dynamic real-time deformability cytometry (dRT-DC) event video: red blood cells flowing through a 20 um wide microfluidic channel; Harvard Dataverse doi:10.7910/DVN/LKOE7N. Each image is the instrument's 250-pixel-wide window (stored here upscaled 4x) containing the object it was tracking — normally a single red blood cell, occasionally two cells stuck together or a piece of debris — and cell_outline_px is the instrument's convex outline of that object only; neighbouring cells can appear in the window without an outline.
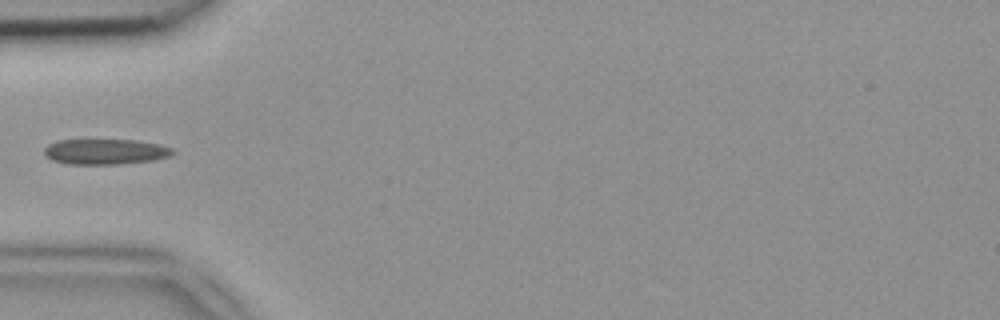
{"species": "common noctule bat (a hibernating species)", "species_latin": "Nyctalus noctula", "temperature_condition": "room temperature", "stored_images_in_passage": 34, "camera_frame_rate_fps": 3000, "um_per_image_px": 0.085, "animal": {"sex": "female", "body_mass_g": 18.4}, "frame": {"image": 1, "passage_image": 1, "time_ms": 0.0, "image_size_px": [1000, 320], "cell_outline_px": [[176, 152], [168, 156], [152, 160], [120, 164], [68, 164], [52, 160], [44, 152], [44, 148], [48, 144], [56, 140], [136, 140], [160, 144], [172, 148]], "centroid_in_image_um": [8.95, 12.88], "position_along_channel_um": 76.0, "area_um2": 19.02}}
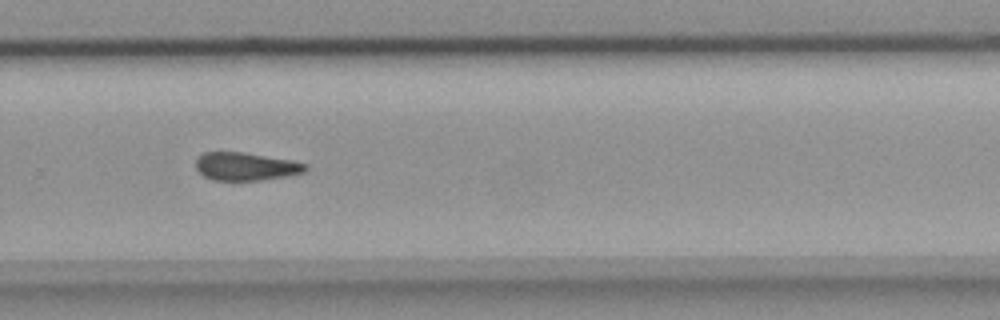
{"frame": {"image": 2, "passage_image": 18, "time_ms": 5.667, "image_size_px": [1000, 320], "cell_outline_px": [[308, 168], [304, 172], [288, 176], [260, 180], [212, 180], [204, 176], [196, 168], [196, 160], [204, 152], [244, 152], [288, 160], [308, 164]], "centroid_in_image_um": [20.89, 14.15], "position_along_channel_um": 308.9, "area_um2": 17.74}}
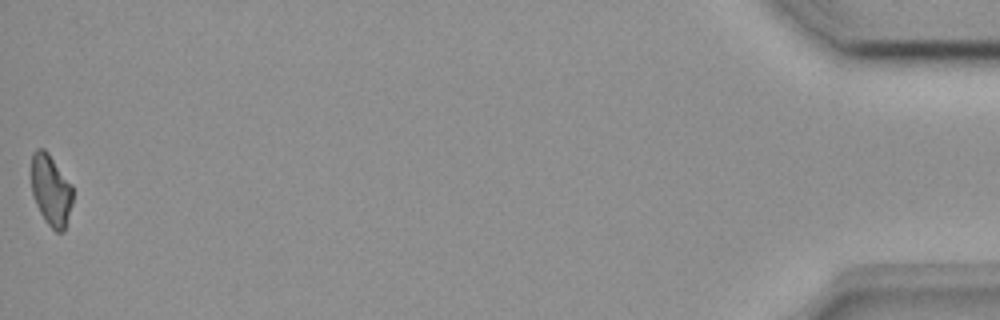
{"frame": {"image": 3, "passage_image": 34, "time_ms": 11.0, "image_size_px": [1000, 320], "cell_outline_px": [[72, 204], [64, 232], [56, 232], [44, 220], [36, 204], [32, 192], [32, 152], [36, 148], [44, 148], [48, 152], [72, 184]], "centroid_in_image_um": [4.34, 16.16], "position_along_channel_um": 430.9, "area_um2": 17.22}}